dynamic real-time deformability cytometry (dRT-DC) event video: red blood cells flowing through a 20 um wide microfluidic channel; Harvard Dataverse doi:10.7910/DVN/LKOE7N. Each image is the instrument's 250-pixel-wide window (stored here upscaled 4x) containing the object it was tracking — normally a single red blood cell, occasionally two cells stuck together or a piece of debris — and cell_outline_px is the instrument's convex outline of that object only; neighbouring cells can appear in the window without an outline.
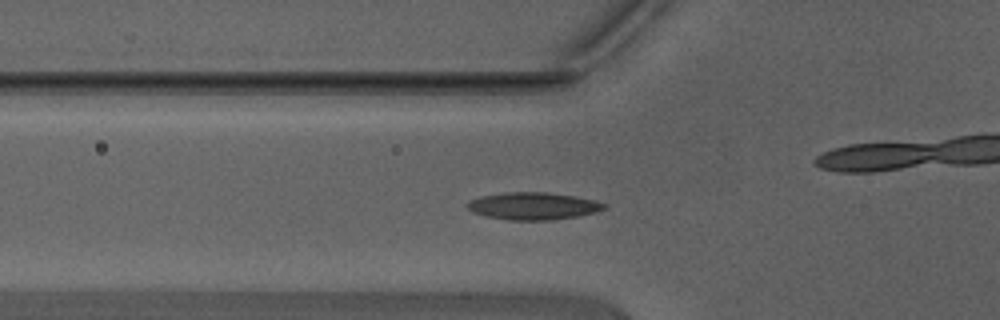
{"species": "Egyptian fruit bat (a non-hibernating species)", "species_latin": "Rousettus aegyptiacus", "temperature_condition": "warm", "stored_images_in_passage": 43, "camera_frame_rate_fps": 3000, "um_per_image_px": 0.085, "animal": {"sex": "male"}, "frame": {"image": 1, "passage_image": 12, "time_ms": 3.667, "image_size_px": [1000, 320], "cell_outline_px": [[608, 204], [604, 208], [596, 212], [576, 216], [552, 220], [508, 220], [484, 216], [472, 212], [464, 204], [468, 200], [480, 196], [504, 192], [548, 192], [576, 196], [596, 200]], "centroid_in_image_um": [45.28, 17.5], "position_along_channel_um": 80.5, "area_um2": 22.08}}
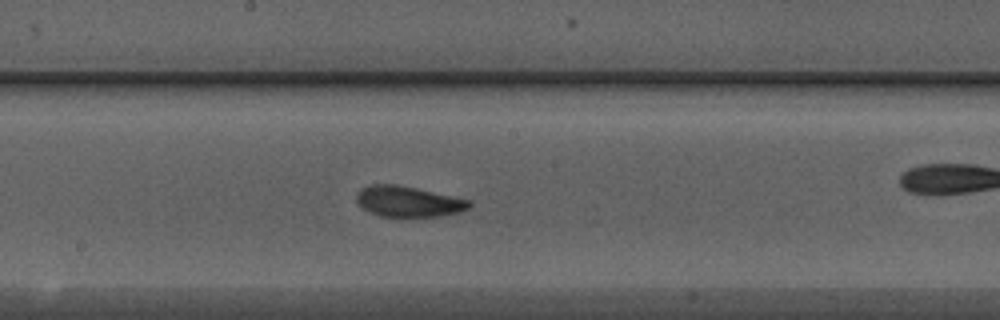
{"frame": {"image": 2, "passage_image": 21, "time_ms": 6.667, "image_size_px": [1000, 320], "cell_outline_px": [[472, 204], [468, 208], [460, 212], [440, 216], [408, 220], [380, 216], [368, 212], [356, 200], [356, 192], [360, 188], [372, 184], [396, 184], [416, 188], [472, 200]], "centroid_in_image_um": [34.71, 17.17], "position_along_channel_um": 213.5, "area_um2": 21.04}}
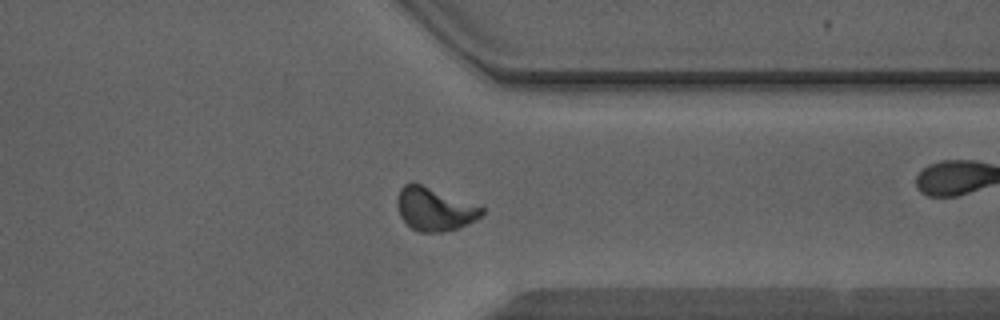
{"frame": {"image": 3, "passage_image": 32, "time_ms": 10.333, "image_size_px": [1000, 320], "cell_outline_px": [[484, 212], [476, 220], [456, 228], [444, 232], [420, 232], [412, 228], [400, 216], [396, 204], [396, 200], [400, 188], [404, 184], [412, 180], [484, 208]], "centroid_in_image_um": [36.88, 17.75], "position_along_channel_um": 374.5, "area_um2": 21.21}, "authors_computed_cell_mechanics": {"area_um2": 19.8832, "velocity_mm_per_s": 4.4237, "shape_relaxation_time_tau1_ms": 4.0332, "shape_relaxation_time_tau2_ms": 1.6827, "deformation_change_tau1": 0.1362, "deformation_change_tau2": 0.0748}}